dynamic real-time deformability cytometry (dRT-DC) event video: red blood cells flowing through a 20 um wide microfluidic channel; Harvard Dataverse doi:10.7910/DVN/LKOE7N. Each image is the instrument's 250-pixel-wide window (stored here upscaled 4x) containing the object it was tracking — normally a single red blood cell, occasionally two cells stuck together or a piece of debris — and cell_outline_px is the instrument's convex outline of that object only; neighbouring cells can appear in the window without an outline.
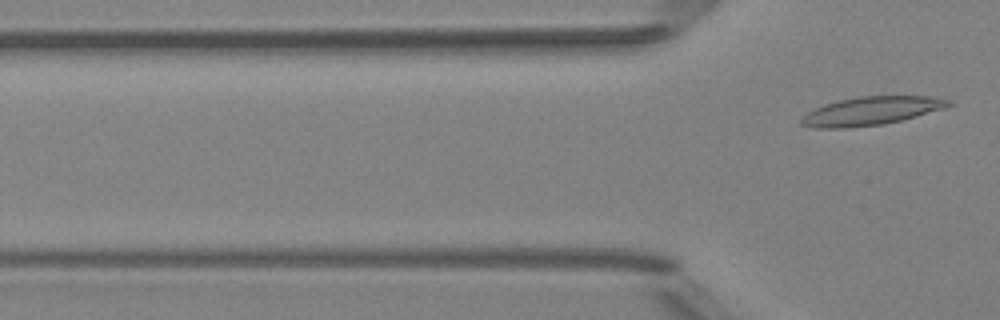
{"species": "Egyptian fruit bat (a non-hibernating species)", "species_latin": "Rousettus aegyptiacus", "temperature_condition": "room temperature", "stored_images_in_passage": 5, "camera_frame_rate_fps": 3000, "um_per_image_px": 0.085, "animal": {"sex": "female"}, "frame": {"image": 1, "passage_image": 5, "time_ms": 1.333, "image_size_px": [1000, 320], "cell_outline_px": [[952, 104], [948, 108], [884, 124], [844, 128], [816, 128], [800, 124], [800, 120], [808, 112], [824, 104], [840, 100], [860, 96], [928, 96], [952, 100]], "centroid_in_image_um": [74.09, 9.43], "position_along_channel_um": 51.7, "area_um2": 24.28}}